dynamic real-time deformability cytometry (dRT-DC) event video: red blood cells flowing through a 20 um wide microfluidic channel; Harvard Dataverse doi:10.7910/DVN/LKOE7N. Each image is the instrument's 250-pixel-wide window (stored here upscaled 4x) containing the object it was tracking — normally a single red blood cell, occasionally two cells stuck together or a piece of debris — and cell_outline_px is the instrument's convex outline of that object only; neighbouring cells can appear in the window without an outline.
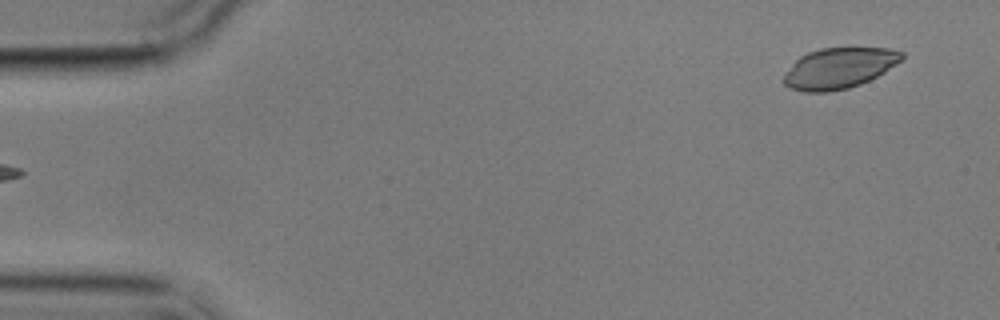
{"species": "common noctule bat (a hibernating species)", "species_latin": "Nyctalus noctula", "temperature_condition": "cold", "stored_images_in_passage": 3, "segment_of_instrument_passage": [2, 2], "camera_frame_rate_fps": 3000, "um_per_image_px": 0.085, "animal": {"sex": "male", "body_mass_g": 17.9}, "frame": {"image": 1, "passage_image": 3, "time_ms": 2.0, "image_size_px": [1000, 320], "cell_outline_px": [[904, 60], [884, 72], [860, 84], [848, 88], [828, 92], [804, 92], [788, 88], [784, 84], [784, 76], [792, 64], [800, 56], [808, 52], [820, 48], [888, 48], [904, 52]], "centroid_in_image_um": [71.33, 5.79], "position_along_channel_um": 13.7, "area_um2": 28.03}}